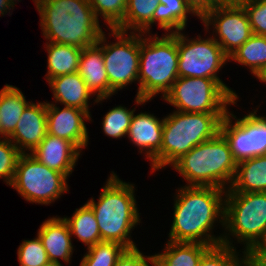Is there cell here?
I'll use <instances>...</instances> for the list:
<instances>
[{
  "label": "cell",
  "instance_id": "2e32d148",
  "mask_svg": "<svg viewBox=\"0 0 266 266\" xmlns=\"http://www.w3.org/2000/svg\"><path fill=\"white\" fill-rule=\"evenodd\" d=\"M47 134V101H31L9 139L22 154H31Z\"/></svg>",
  "mask_w": 266,
  "mask_h": 266
},
{
  "label": "cell",
  "instance_id": "f1b7e54d",
  "mask_svg": "<svg viewBox=\"0 0 266 266\" xmlns=\"http://www.w3.org/2000/svg\"><path fill=\"white\" fill-rule=\"evenodd\" d=\"M127 248L115 241H100L87 248L80 266H115L117 259Z\"/></svg>",
  "mask_w": 266,
  "mask_h": 266
},
{
  "label": "cell",
  "instance_id": "836d02e7",
  "mask_svg": "<svg viewBox=\"0 0 266 266\" xmlns=\"http://www.w3.org/2000/svg\"><path fill=\"white\" fill-rule=\"evenodd\" d=\"M21 154L9 138L0 137V179H3L8 186L13 182Z\"/></svg>",
  "mask_w": 266,
  "mask_h": 266
},
{
  "label": "cell",
  "instance_id": "b9f144b4",
  "mask_svg": "<svg viewBox=\"0 0 266 266\" xmlns=\"http://www.w3.org/2000/svg\"><path fill=\"white\" fill-rule=\"evenodd\" d=\"M43 266H63V265L62 264H57V263L50 262V263H48L46 265H43Z\"/></svg>",
  "mask_w": 266,
  "mask_h": 266
},
{
  "label": "cell",
  "instance_id": "52a82bcc",
  "mask_svg": "<svg viewBox=\"0 0 266 266\" xmlns=\"http://www.w3.org/2000/svg\"><path fill=\"white\" fill-rule=\"evenodd\" d=\"M222 244L236 248L232 236L244 246L266 245V192H226Z\"/></svg>",
  "mask_w": 266,
  "mask_h": 266
},
{
  "label": "cell",
  "instance_id": "5b68a950",
  "mask_svg": "<svg viewBox=\"0 0 266 266\" xmlns=\"http://www.w3.org/2000/svg\"><path fill=\"white\" fill-rule=\"evenodd\" d=\"M185 186L218 187L227 190L234 180L237 161L228 140L219 132L181 156L172 165Z\"/></svg>",
  "mask_w": 266,
  "mask_h": 266
},
{
  "label": "cell",
  "instance_id": "ab89813d",
  "mask_svg": "<svg viewBox=\"0 0 266 266\" xmlns=\"http://www.w3.org/2000/svg\"><path fill=\"white\" fill-rule=\"evenodd\" d=\"M254 76L260 82H263V84L264 83L266 84V66L262 67Z\"/></svg>",
  "mask_w": 266,
  "mask_h": 266
},
{
  "label": "cell",
  "instance_id": "d4e9b609",
  "mask_svg": "<svg viewBox=\"0 0 266 266\" xmlns=\"http://www.w3.org/2000/svg\"><path fill=\"white\" fill-rule=\"evenodd\" d=\"M160 0H127L126 11L122 23L116 30L151 34L153 13Z\"/></svg>",
  "mask_w": 266,
  "mask_h": 266
},
{
  "label": "cell",
  "instance_id": "ac0fdd59",
  "mask_svg": "<svg viewBox=\"0 0 266 266\" xmlns=\"http://www.w3.org/2000/svg\"><path fill=\"white\" fill-rule=\"evenodd\" d=\"M81 151L70 141L47 134L31 155L48 168L69 177Z\"/></svg>",
  "mask_w": 266,
  "mask_h": 266
},
{
  "label": "cell",
  "instance_id": "1f68e13d",
  "mask_svg": "<svg viewBox=\"0 0 266 266\" xmlns=\"http://www.w3.org/2000/svg\"><path fill=\"white\" fill-rule=\"evenodd\" d=\"M99 21V16L109 26L107 29H116L124 18L127 0H88Z\"/></svg>",
  "mask_w": 266,
  "mask_h": 266
},
{
  "label": "cell",
  "instance_id": "e0dca14e",
  "mask_svg": "<svg viewBox=\"0 0 266 266\" xmlns=\"http://www.w3.org/2000/svg\"><path fill=\"white\" fill-rule=\"evenodd\" d=\"M78 73L93 96L96 95L94 104L102 103L103 100L110 99L115 95V92L109 86L105 69L102 51V34L97 43L82 49Z\"/></svg>",
  "mask_w": 266,
  "mask_h": 266
},
{
  "label": "cell",
  "instance_id": "44dd1931",
  "mask_svg": "<svg viewBox=\"0 0 266 266\" xmlns=\"http://www.w3.org/2000/svg\"><path fill=\"white\" fill-rule=\"evenodd\" d=\"M226 192H266V155L237 162L234 180Z\"/></svg>",
  "mask_w": 266,
  "mask_h": 266
},
{
  "label": "cell",
  "instance_id": "8fae6325",
  "mask_svg": "<svg viewBox=\"0 0 266 266\" xmlns=\"http://www.w3.org/2000/svg\"><path fill=\"white\" fill-rule=\"evenodd\" d=\"M108 30L111 31L108 35H113L116 42L109 43L105 32L102 33L103 59L109 86L117 93L129 84L138 82L140 33Z\"/></svg>",
  "mask_w": 266,
  "mask_h": 266
},
{
  "label": "cell",
  "instance_id": "8d00e7d4",
  "mask_svg": "<svg viewBox=\"0 0 266 266\" xmlns=\"http://www.w3.org/2000/svg\"><path fill=\"white\" fill-rule=\"evenodd\" d=\"M245 266H266V245L252 247L244 252Z\"/></svg>",
  "mask_w": 266,
  "mask_h": 266
},
{
  "label": "cell",
  "instance_id": "d590c367",
  "mask_svg": "<svg viewBox=\"0 0 266 266\" xmlns=\"http://www.w3.org/2000/svg\"><path fill=\"white\" fill-rule=\"evenodd\" d=\"M151 265H150V264ZM115 266H155L154 255H144L137 247L126 249Z\"/></svg>",
  "mask_w": 266,
  "mask_h": 266
},
{
  "label": "cell",
  "instance_id": "4dcf8cb0",
  "mask_svg": "<svg viewBox=\"0 0 266 266\" xmlns=\"http://www.w3.org/2000/svg\"><path fill=\"white\" fill-rule=\"evenodd\" d=\"M237 251L224 244L211 246L203 254L198 266H245L244 251L239 250L242 252L241 256Z\"/></svg>",
  "mask_w": 266,
  "mask_h": 266
},
{
  "label": "cell",
  "instance_id": "30bf717a",
  "mask_svg": "<svg viewBox=\"0 0 266 266\" xmlns=\"http://www.w3.org/2000/svg\"><path fill=\"white\" fill-rule=\"evenodd\" d=\"M68 177L48 168L31 154H21L11 187L27 202L49 205L69 192Z\"/></svg>",
  "mask_w": 266,
  "mask_h": 266
},
{
  "label": "cell",
  "instance_id": "5bb4252c",
  "mask_svg": "<svg viewBox=\"0 0 266 266\" xmlns=\"http://www.w3.org/2000/svg\"><path fill=\"white\" fill-rule=\"evenodd\" d=\"M91 116L74 107H57L47 102V129L49 135L72 142L80 151L88 146L89 135L85 121H92Z\"/></svg>",
  "mask_w": 266,
  "mask_h": 266
},
{
  "label": "cell",
  "instance_id": "603a6c76",
  "mask_svg": "<svg viewBox=\"0 0 266 266\" xmlns=\"http://www.w3.org/2000/svg\"><path fill=\"white\" fill-rule=\"evenodd\" d=\"M163 252L154 254L155 266H198L203 254L211 247L202 243H165Z\"/></svg>",
  "mask_w": 266,
  "mask_h": 266
},
{
  "label": "cell",
  "instance_id": "4fadbf2b",
  "mask_svg": "<svg viewBox=\"0 0 266 266\" xmlns=\"http://www.w3.org/2000/svg\"><path fill=\"white\" fill-rule=\"evenodd\" d=\"M201 21L206 31L210 32L209 27L213 25L212 37L228 57L253 34L248 16L241 4L215 6Z\"/></svg>",
  "mask_w": 266,
  "mask_h": 266
},
{
  "label": "cell",
  "instance_id": "484cf974",
  "mask_svg": "<svg viewBox=\"0 0 266 266\" xmlns=\"http://www.w3.org/2000/svg\"><path fill=\"white\" fill-rule=\"evenodd\" d=\"M153 13L152 26L164 29L166 34L183 31L187 26L188 14L196 16L187 6L185 0H160Z\"/></svg>",
  "mask_w": 266,
  "mask_h": 266
},
{
  "label": "cell",
  "instance_id": "cb8c5ba5",
  "mask_svg": "<svg viewBox=\"0 0 266 266\" xmlns=\"http://www.w3.org/2000/svg\"><path fill=\"white\" fill-rule=\"evenodd\" d=\"M45 44L48 53L46 81L61 75L78 72L81 48L52 42Z\"/></svg>",
  "mask_w": 266,
  "mask_h": 266
},
{
  "label": "cell",
  "instance_id": "4316f807",
  "mask_svg": "<svg viewBox=\"0 0 266 266\" xmlns=\"http://www.w3.org/2000/svg\"><path fill=\"white\" fill-rule=\"evenodd\" d=\"M64 219L69 225L71 236L76 237L87 248L101 241L98 222L92 208L87 203L77 208L72 217H64Z\"/></svg>",
  "mask_w": 266,
  "mask_h": 266
},
{
  "label": "cell",
  "instance_id": "7a4b0ae2",
  "mask_svg": "<svg viewBox=\"0 0 266 266\" xmlns=\"http://www.w3.org/2000/svg\"><path fill=\"white\" fill-rule=\"evenodd\" d=\"M47 42L86 48L98 42L103 29L88 0H32Z\"/></svg>",
  "mask_w": 266,
  "mask_h": 266
},
{
  "label": "cell",
  "instance_id": "7c38bea8",
  "mask_svg": "<svg viewBox=\"0 0 266 266\" xmlns=\"http://www.w3.org/2000/svg\"><path fill=\"white\" fill-rule=\"evenodd\" d=\"M258 108L240 119L228 112L221 121L220 132L228 140L237 162L266 155V116L257 115Z\"/></svg>",
  "mask_w": 266,
  "mask_h": 266
},
{
  "label": "cell",
  "instance_id": "9a60e30c",
  "mask_svg": "<svg viewBox=\"0 0 266 266\" xmlns=\"http://www.w3.org/2000/svg\"><path fill=\"white\" fill-rule=\"evenodd\" d=\"M163 119H159L149 112H140L132 116L127 138L136 145L140 154L150 160L153 173L158 171V152L162 146ZM144 151V152H143Z\"/></svg>",
  "mask_w": 266,
  "mask_h": 266
},
{
  "label": "cell",
  "instance_id": "6da1fadb",
  "mask_svg": "<svg viewBox=\"0 0 266 266\" xmlns=\"http://www.w3.org/2000/svg\"><path fill=\"white\" fill-rule=\"evenodd\" d=\"M225 193L226 190L218 187L178 188L174 195L169 241L202 243L210 246L222 244L223 234L216 237L212 231L216 222L224 227Z\"/></svg>",
  "mask_w": 266,
  "mask_h": 266
},
{
  "label": "cell",
  "instance_id": "ffe728a7",
  "mask_svg": "<svg viewBox=\"0 0 266 266\" xmlns=\"http://www.w3.org/2000/svg\"><path fill=\"white\" fill-rule=\"evenodd\" d=\"M47 82L54 96L52 103L78 108L92 116L88 103L93 94L78 72L61 75Z\"/></svg>",
  "mask_w": 266,
  "mask_h": 266
},
{
  "label": "cell",
  "instance_id": "83f0119b",
  "mask_svg": "<svg viewBox=\"0 0 266 266\" xmlns=\"http://www.w3.org/2000/svg\"><path fill=\"white\" fill-rule=\"evenodd\" d=\"M229 61L246 66L254 76L266 66V36L252 34L240 48L229 56Z\"/></svg>",
  "mask_w": 266,
  "mask_h": 266
},
{
  "label": "cell",
  "instance_id": "9c48e42d",
  "mask_svg": "<svg viewBox=\"0 0 266 266\" xmlns=\"http://www.w3.org/2000/svg\"><path fill=\"white\" fill-rule=\"evenodd\" d=\"M182 32H177L178 77L215 79L235 100H238L236 92L218 76L221 68L229 62V57L221 46L212 36L203 39L198 34L197 38H189Z\"/></svg>",
  "mask_w": 266,
  "mask_h": 266
},
{
  "label": "cell",
  "instance_id": "e575fe53",
  "mask_svg": "<svg viewBox=\"0 0 266 266\" xmlns=\"http://www.w3.org/2000/svg\"><path fill=\"white\" fill-rule=\"evenodd\" d=\"M241 5L248 16L252 33L266 36V0H244Z\"/></svg>",
  "mask_w": 266,
  "mask_h": 266
},
{
  "label": "cell",
  "instance_id": "d6986e66",
  "mask_svg": "<svg viewBox=\"0 0 266 266\" xmlns=\"http://www.w3.org/2000/svg\"><path fill=\"white\" fill-rule=\"evenodd\" d=\"M37 235L42 241L50 262L61 264L59 259H62L66 264L71 263L74 246L69 225L64 217L53 216L45 220L38 229Z\"/></svg>",
  "mask_w": 266,
  "mask_h": 266
},
{
  "label": "cell",
  "instance_id": "3957f363",
  "mask_svg": "<svg viewBox=\"0 0 266 266\" xmlns=\"http://www.w3.org/2000/svg\"><path fill=\"white\" fill-rule=\"evenodd\" d=\"M134 189V184L119 179L112 171L98 201H87L98 222L101 241H115L127 249L137 247L131 239L133 229L141 221Z\"/></svg>",
  "mask_w": 266,
  "mask_h": 266
},
{
  "label": "cell",
  "instance_id": "74e56055",
  "mask_svg": "<svg viewBox=\"0 0 266 266\" xmlns=\"http://www.w3.org/2000/svg\"><path fill=\"white\" fill-rule=\"evenodd\" d=\"M185 3L200 20L218 6L214 0H185Z\"/></svg>",
  "mask_w": 266,
  "mask_h": 266
},
{
  "label": "cell",
  "instance_id": "f546056e",
  "mask_svg": "<svg viewBox=\"0 0 266 266\" xmlns=\"http://www.w3.org/2000/svg\"><path fill=\"white\" fill-rule=\"evenodd\" d=\"M135 109H128L124 105H118L110 109L102 119L104 134L113 139L127 136Z\"/></svg>",
  "mask_w": 266,
  "mask_h": 266
},
{
  "label": "cell",
  "instance_id": "8992f818",
  "mask_svg": "<svg viewBox=\"0 0 266 266\" xmlns=\"http://www.w3.org/2000/svg\"><path fill=\"white\" fill-rule=\"evenodd\" d=\"M228 113H186L173 111L164 117L158 170L170 166L193 147L214 138Z\"/></svg>",
  "mask_w": 266,
  "mask_h": 266
},
{
  "label": "cell",
  "instance_id": "f35d334b",
  "mask_svg": "<svg viewBox=\"0 0 266 266\" xmlns=\"http://www.w3.org/2000/svg\"><path fill=\"white\" fill-rule=\"evenodd\" d=\"M16 1L19 2V0H0V15L4 16L8 12L11 15L10 10L14 9V5L17 3Z\"/></svg>",
  "mask_w": 266,
  "mask_h": 266
},
{
  "label": "cell",
  "instance_id": "ba28073f",
  "mask_svg": "<svg viewBox=\"0 0 266 266\" xmlns=\"http://www.w3.org/2000/svg\"><path fill=\"white\" fill-rule=\"evenodd\" d=\"M163 100L186 113H228L238 102L215 79L202 77H178Z\"/></svg>",
  "mask_w": 266,
  "mask_h": 266
},
{
  "label": "cell",
  "instance_id": "7402d4cb",
  "mask_svg": "<svg viewBox=\"0 0 266 266\" xmlns=\"http://www.w3.org/2000/svg\"><path fill=\"white\" fill-rule=\"evenodd\" d=\"M19 89L5 84L0 90V137L9 138L14 133L24 109L30 103Z\"/></svg>",
  "mask_w": 266,
  "mask_h": 266
},
{
  "label": "cell",
  "instance_id": "d6a6232c",
  "mask_svg": "<svg viewBox=\"0 0 266 266\" xmlns=\"http://www.w3.org/2000/svg\"><path fill=\"white\" fill-rule=\"evenodd\" d=\"M17 256L20 266H43L50 263L38 235L31 240H23L17 249Z\"/></svg>",
  "mask_w": 266,
  "mask_h": 266
},
{
  "label": "cell",
  "instance_id": "60d3db41",
  "mask_svg": "<svg viewBox=\"0 0 266 266\" xmlns=\"http://www.w3.org/2000/svg\"><path fill=\"white\" fill-rule=\"evenodd\" d=\"M218 5L241 4L244 0H214Z\"/></svg>",
  "mask_w": 266,
  "mask_h": 266
},
{
  "label": "cell",
  "instance_id": "277c9868",
  "mask_svg": "<svg viewBox=\"0 0 266 266\" xmlns=\"http://www.w3.org/2000/svg\"><path fill=\"white\" fill-rule=\"evenodd\" d=\"M177 33H140V55L137 93L135 102L144 105L158 94L162 99L178 79Z\"/></svg>",
  "mask_w": 266,
  "mask_h": 266
}]
</instances>
